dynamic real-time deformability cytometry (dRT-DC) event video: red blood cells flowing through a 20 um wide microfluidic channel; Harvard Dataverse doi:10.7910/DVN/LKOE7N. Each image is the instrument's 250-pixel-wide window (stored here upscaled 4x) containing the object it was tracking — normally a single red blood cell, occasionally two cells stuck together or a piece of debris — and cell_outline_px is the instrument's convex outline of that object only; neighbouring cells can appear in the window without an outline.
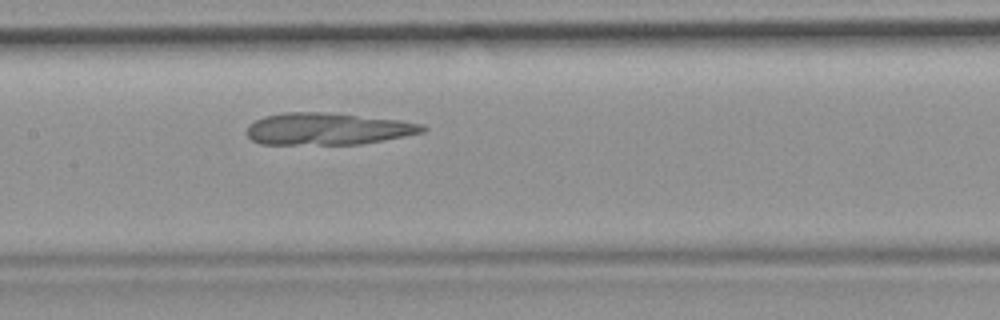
{"species": "common noctule bat (a hibernating species)", "species_latin": "Nyctalus noctula", "temperature_condition": "room temperature", "stored_images_in_passage": 44, "camera_frame_rate_fps": 3000, "um_per_image_px": 0.085, "animal": {"sex": "female", "body_mass_g": 19.9}, "frame": {"image": 1, "passage_image": 19, "time_ms": 6.0, "image_size_px": [1000, 320], "cell_outline_px": [[428, 128], [424, 132], [404, 136], [360, 144], [260, 144], [252, 140], [248, 136], [248, 124], [264, 116], [284, 112], [324, 112], [400, 120], [424, 124]], "centroid_in_image_um": [27.86, 10.95], "position_along_channel_um": 179.5, "area_um2": 32.66}}